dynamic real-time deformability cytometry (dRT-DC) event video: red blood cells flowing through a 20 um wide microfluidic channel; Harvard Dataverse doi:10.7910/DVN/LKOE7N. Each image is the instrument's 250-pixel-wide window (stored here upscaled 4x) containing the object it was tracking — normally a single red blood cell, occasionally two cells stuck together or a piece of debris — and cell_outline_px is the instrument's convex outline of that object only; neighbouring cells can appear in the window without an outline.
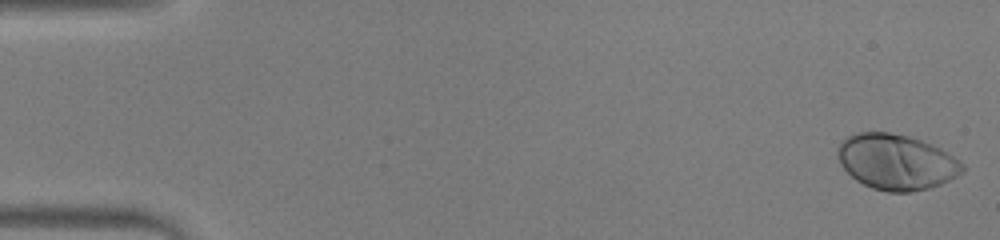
{"species": "human", "species_latin": "Homo sapiens", "temperature_condition": "warm", "stored_images_in_passage": 52, "camera_frame_rate_fps": 3000, "um_per_image_px": 0.085, "donor": {"sex": "male"}, "frame": {"image": 1, "passage_image": 1, "time_ms": 0.0, "image_size_px": [1000, 240], "cell_outline_px": [[964, 172], [940, 184], [928, 188], [908, 192], [888, 192], [872, 188], [856, 180], [840, 164], [836, 156], [836, 148], [840, 140], [856, 132], [888, 132], [908, 136], [932, 144], [940, 148], [960, 160], [964, 164]], "centroid_in_image_um": [76.16, 13.75], "position_along_channel_um": 8.8, "area_um2": 40.52}}
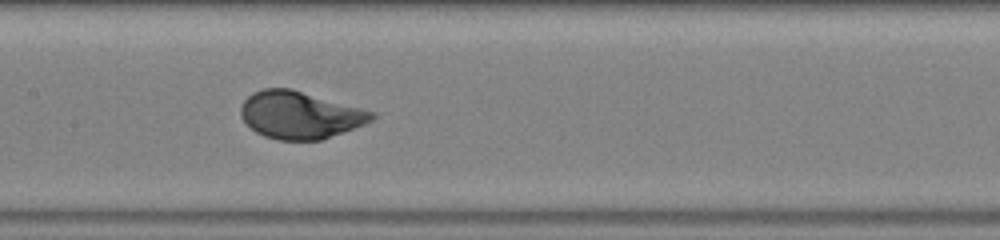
{"frame": {"image": 2, "passage_image": 26, "time_ms": 8.333, "image_size_px": [1000, 240], "cell_outline_px": [[376, 116], [372, 120], [364, 124], [320, 140], [280, 140], [264, 136], [256, 132], [240, 116], [240, 108], [244, 100], [252, 92], [264, 88], [292, 88], [376, 112]], "centroid_in_image_um": [25.49, 9.76], "position_along_channel_um": 181.9, "area_um2": 36.07}}
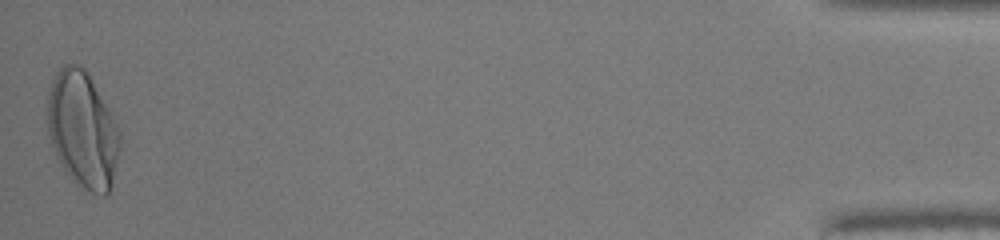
{"frame": {"image": 3, "passage_image": 52, "time_ms": 17.0, "image_size_px": [1000, 240], "cell_outline_px": [[120, 148], [112, 188], [104, 196], [100, 196], [76, 184], [64, 172], [60, 164], [52, 144], [48, 132], [48, 92], [52, 80], [56, 72], [64, 64], [76, 64], [84, 68], [88, 72], [112, 112], [120, 132]], "centroid_in_image_um": [7.05, 11.04], "position_along_channel_um": 428.2, "area_um2": 49.59}, "authors_computed_cell_mechanics": {"area_um2": 36.5007, "velocity_mm_per_s": 3.9149, "shape_relaxation_time_tau1_ms": 2.4986, "shape_relaxation_time_tau2_ms": null, "deformation_change_tau1": 0.1633, "deformation_change_tau2": null}}